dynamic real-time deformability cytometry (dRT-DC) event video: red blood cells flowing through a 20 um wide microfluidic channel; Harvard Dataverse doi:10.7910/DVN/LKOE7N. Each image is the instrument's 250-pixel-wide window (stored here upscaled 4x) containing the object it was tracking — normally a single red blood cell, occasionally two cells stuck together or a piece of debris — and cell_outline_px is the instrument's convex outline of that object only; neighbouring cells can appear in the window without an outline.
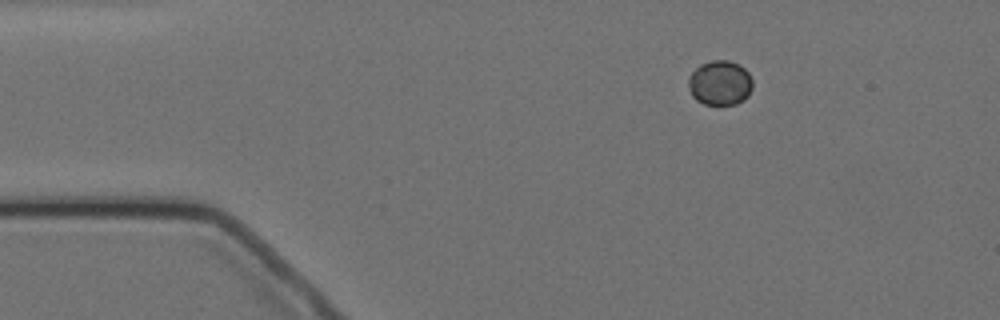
{"species": "Egyptian fruit bat (a non-hibernating species)", "species_latin": "Rousettus aegyptiacus", "temperature_condition": "cold", "stored_images_in_passage": 4, "camera_frame_rate_fps": 3000, "um_per_image_px": 0.085, "animal": {"sex": "female"}, "frame": {"image": 1, "passage_image": 1, "time_ms": 0.0, "image_size_px": [1000, 320], "cell_outline_px": [[752, 88], [748, 96], [744, 100], [736, 104], [704, 104], [696, 100], [692, 96], [688, 88], [688, 76], [700, 64], [712, 60], [728, 60], [740, 64], [748, 72], [752, 80]], "centroid_in_image_um": [61.19, 7.04], "position_along_channel_um": 23.8, "area_um2": 16.94}}